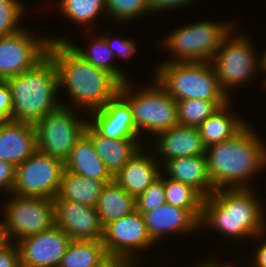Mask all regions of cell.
I'll return each instance as SVG.
<instances>
[{"mask_svg":"<svg viewBox=\"0 0 266 267\" xmlns=\"http://www.w3.org/2000/svg\"><path fill=\"white\" fill-rule=\"evenodd\" d=\"M47 55L56 65L58 87H67L75 105L93 112L119 94L121 83L112 74L83 60L65 41L50 42Z\"/></svg>","mask_w":266,"mask_h":267,"instance_id":"obj_1","label":"cell"},{"mask_svg":"<svg viewBox=\"0 0 266 267\" xmlns=\"http://www.w3.org/2000/svg\"><path fill=\"white\" fill-rule=\"evenodd\" d=\"M251 129L247 124L232 139L206 148L208 174L215 190L248 188L243 181L264 167L266 146Z\"/></svg>","mask_w":266,"mask_h":267,"instance_id":"obj_2","label":"cell"},{"mask_svg":"<svg viewBox=\"0 0 266 267\" xmlns=\"http://www.w3.org/2000/svg\"><path fill=\"white\" fill-rule=\"evenodd\" d=\"M256 199L249 187L217 189L203 200L200 225L213 226L232 238L259 236L266 222Z\"/></svg>","mask_w":266,"mask_h":267,"instance_id":"obj_3","label":"cell"},{"mask_svg":"<svg viewBox=\"0 0 266 267\" xmlns=\"http://www.w3.org/2000/svg\"><path fill=\"white\" fill-rule=\"evenodd\" d=\"M5 81L12 96L13 121L35 124L62 105L55 99L58 73L48 55L33 69Z\"/></svg>","mask_w":266,"mask_h":267,"instance_id":"obj_4","label":"cell"},{"mask_svg":"<svg viewBox=\"0 0 266 267\" xmlns=\"http://www.w3.org/2000/svg\"><path fill=\"white\" fill-rule=\"evenodd\" d=\"M171 61L158 67L156 80L175 101H229L211 62Z\"/></svg>","mask_w":266,"mask_h":267,"instance_id":"obj_5","label":"cell"},{"mask_svg":"<svg viewBox=\"0 0 266 267\" xmlns=\"http://www.w3.org/2000/svg\"><path fill=\"white\" fill-rule=\"evenodd\" d=\"M134 93L127 81L121 84L119 94L130 104L137 133L140 129L154 134L178 125L177 102L158 83ZM131 94V96H129Z\"/></svg>","mask_w":266,"mask_h":267,"instance_id":"obj_6","label":"cell"},{"mask_svg":"<svg viewBox=\"0 0 266 267\" xmlns=\"http://www.w3.org/2000/svg\"><path fill=\"white\" fill-rule=\"evenodd\" d=\"M230 29L224 23L198 22L175 30L163 44L177 55L172 62H211Z\"/></svg>","mask_w":266,"mask_h":267,"instance_id":"obj_7","label":"cell"},{"mask_svg":"<svg viewBox=\"0 0 266 267\" xmlns=\"http://www.w3.org/2000/svg\"><path fill=\"white\" fill-rule=\"evenodd\" d=\"M87 123L80 121L67 105H61L34 124L37 151L65 162Z\"/></svg>","mask_w":266,"mask_h":267,"instance_id":"obj_8","label":"cell"},{"mask_svg":"<svg viewBox=\"0 0 266 267\" xmlns=\"http://www.w3.org/2000/svg\"><path fill=\"white\" fill-rule=\"evenodd\" d=\"M4 206V221L0 223L6 241L14 237H24L49 230L55 225L54 201L42 197H22L15 195Z\"/></svg>","mask_w":266,"mask_h":267,"instance_id":"obj_9","label":"cell"},{"mask_svg":"<svg viewBox=\"0 0 266 267\" xmlns=\"http://www.w3.org/2000/svg\"><path fill=\"white\" fill-rule=\"evenodd\" d=\"M64 170L63 161L36 151L16 166L12 193L53 200L58 194Z\"/></svg>","mask_w":266,"mask_h":267,"instance_id":"obj_10","label":"cell"},{"mask_svg":"<svg viewBox=\"0 0 266 267\" xmlns=\"http://www.w3.org/2000/svg\"><path fill=\"white\" fill-rule=\"evenodd\" d=\"M250 45L245 36L232 38L230 32L222 40L220 47L211 59L213 69L225 92L228 88L248 80L256 69L257 63L258 67L260 66Z\"/></svg>","mask_w":266,"mask_h":267,"instance_id":"obj_11","label":"cell"},{"mask_svg":"<svg viewBox=\"0 0 266 267\" xmlns=\"http://www.w3.org/2000/svg\"><path fill=\"white\" fill-rule=\"evenodd\" d=\"M50 39L34 38L25 29L0 37V80L25 73L41 62L48 52Z\"/></svg>","mask_w":266,"mask_h":267,"instance_id":"obj_12","label":"cell"},{"mask_svg":"<svg viewBox=\"0 0 266 267\" xmlns=\"http://www.w3.org/2000/svg\"><path fill=\"white\" fill-rule=\"evenodd\" d=\"M102 242L107 254L126 259L134 266H138L136 264L139 262L135 261V250L156 243L148 234L143 215L137 210L106 224Z\"/></svg>","mask_w":266,"mask_h":267,"instance_id":"obj_13","label":"cell"},{"mask_svg":"<svg viewBox=\"0 0 266 267\" xmlns=\"http://www.w3.org/2000/svg\"><path fill=\"white\" fill-rule=\"evenodd\" d=\"M72 239L58 226L17 241L21 267H58Z\"/></svg>","mask_w":266,"mask_h":267,"instance_id":"obj_14","label":"cell"},{"mask_svg":"<svg viewBox=\"0 0 266 267\" xmlns=\"http://www.w3.org/2000/svg\"><path fill=\"white\" fill-rule=\"evenodd\" d=\"M55 225L73 240H102L103 226L96 207L65 199H53Z\"/></svg>","mask_w":266,"mask_h":267,"instance_id":"obj_15","label":"cell"},{"mask_svg":"<svg viewBox=\"0 0 266 267\" xmlns=\"http://www.w3.org/2000/svg\"><path fill=\"white\" fill-rule=\"evenodd\" d=\"M93 113L94 121L88 123L102 136L112 139H135L137 131L130 104L118 94L104 107Z\"/></svg>","mask_w":266,"mask_h":267,"instance_id":"obj_16","label":"cell"},{"mask_svg":"<svg viewBox=\"0 0 266 267\" xmlns=\"http://www.w3.org/2000/svg\"><path fill=\"white\" fill-rule=\"evenodd\" d=\"M36 151L34 124L13 120L0 124V160L16 167Z\"/></svg>","mask_w":266,"mask_h":267,"instance_id":"obj_17","label":"cell"},{"mask_svg":"<svg viewBox=\"0 0 266 267\" xmlns=\"http://www.w3.org/2000/svg\"><path fill=\"white\" fill-rule=\"evenodd\" d=\"M157 142V155H162L163 162L170 159L188 156H206V147L200 136L198 127L176 125L160 132Z\"/></svg>","mask_w":266,"mask_h":267,"instance_id":"obj_18","label":"cell"},{"mask_svg":"<svg viewBox=\"0 0 266 267\" xmlns=\"http://www.w3.org/2000/svg\"><path fill=\"white\" fill-rule=\"evenodd\" d=\"M151 239L155 242L166 232H188L196 229L200 221L187 209L165 203L149 212H140Z\"/></svg>","mask_w":266,"mask_h":267,"instance_id":"obj_19","label":"cell"},{"mask_svg":"<svg viewBox=\"0 0 266 267\" xmlns=\"http://www.w3.org/2000/svg\"><path fill=\"white\" fill-rule=\"evenodd\" d=\"M84 133L90 138L95 151L104 162L106 169L112 177L128 163V161L141 151V145L136 139H112L100 135L89 123Z\"/></svg>","mask_w":266,"mask_h":267,"instance_id":"obj_20","label":"cell"},{"mask_svg":"<svg viewBox=\"0 0 266 267\" xmlns=\"http://www.w3.org/2000/svg\"><path fill=\"white\" fill-rule=\"evenodd\" d=\"M164 170L170 179L183 182L196 189L204 198L215 192L208 174L206 156H188L166 161Z\"/></svg>","mask_w":266,"mask_h":267,"instance_id":"obj_21","label":"cell"},{"mask_svg":"<svg viewBox=\"0 0 266 267\" xmlns=\"http://www.w3.org/2000/svg\"><path fill=\"white\" fill-rule=\"evenodd\" d=\"M151 155H143L139 151L128 163L113 177L128 194L137 198L154 181L160 177V171Z\"/></svg>","mask_w":266,"mask_h":267,"instance_id":"obj_22","label":"cell"},{"mask_svg":"<svg viewBox=\"0 0 266 267\" xmlns=\"http://www.w3.org/2000/svg\"><path fill=\"white\" fill-rule=\"evenodd\" d=\"M64 166L67 171L82 177L103 181L105 184L113 180L85 133L75 143Z\"/></svg>","mask_w":266,"mask_h":267,"instance_id":"obj_23","label":"cell"},{"mask_svg":"<svg viewBox=\"0 0 266 267\" xmlns=\"http://www.w3.org/2000/svg\"><path fill=\"white\" fill-rule=\"evenodd\" d=\"M97 213L104 227L136 210V198L128 194L118 183L112 180L106 183L100 193Z\"/></svg>","mask_w":266,"mask_h":267,"instance_id":"obj_24","label":"cell"},{"mask_svg":"<svg viewBox=\"0 0 266 267\" xmlns=\"http://www.w3.org/2000/svg\"><path fill=\"white\" fill-rule=\"evenodd\" d=\"M104 185L103 181L82 177L64 170L58 194L54 199H65L96 207Z\"/></svg>","mask_w":266,"mask_h":267,"instance_id":"obj_25","label":"cell"},{"mask_svg":"<svg viewBox=\"0 0 266 267\" xmlns=\"http://www.w3.org/2000/svg\"><path fill=\"white\" fill-rule=\"evenodd\" d=\"M227 107V109H226ZM228 103L220 107L198 126L205 147L232 139L246 125L240 119L228 113Z\"/></svg>","mask_w":266,"mask_h":267,"instance_id":"obj_26","label":"cell"},{"mask_svg":"<svg viewBox=\"0 0 266 267\" xmlns=\"http://www.w3.org/2000/svg\"><path fill=\"white\" fill-rule=\"evenodd\" d=\"M107 252L102 240H71L58 267H93Z\"/></svg>","mask_w":266,"mask_h":267,"instance_id":"obj_27","label":"cell"},{"mask_svg":"<svg viewBox=\"0 0 266 267\" xmlns=\"http://www.w3.org/2000/svg\"><path fill=\"white\" fill-rule=\"evenodd\" d=\"M167 204L189 210L199 221L202 216L204 197L192 186L164 177Z\"/></svg>","mask_w":266,"mask_h":267,"instance_id":"obj_28","label":"cell"},{"mask_svg":"<svg viewBox=\"0 0 266 267\" xmlns=\"http://www.w3.org/2000/svg\"><path fill=\"white\" fill-rule=\"evenodd\" d=\"M50 42H58V41H65L73 50L74 52L79 55L83 60L89 62L96 68L105 70L112 74L121 84L127 82L126 76L123 72L120 71L117 66L115 67L112 65L110 61H112V57L114 53L107 45V41L104 38L97 39L91 46L90 51H83V49L78 48L70 41H66L63 38H49Z\"/></svg>","mask_w":266,"mask_h":267,"instance_id":"obj_29","label":"cell"},{"mask_svg":"<svg viewBox=\"0 0 266 267\" xmlns=\"http://www.w3.org/2000/svg\"><path fill=\"white\" fill-rule=\"evenodd\" d=\"M177 102L178 124L198 127L220 107L229 101H207L202 99H187Z\"/></svg>","mask_w":266,"mask_h":267,"instance_id":"obj_30","label":"cell"},{"mask_svg":"<svg viewBox=\"0 0 266 267\" xmlns=\"http://www.w3.org/2000/svg\"><path fill=\"white\" fill-rule=\"evenodd\" d=\"M60 7L69 19L85 25L106 8V0H61Z\"/></svg>","mask_w":266,"mask_h":267,"instance_id":"obj_31","label":"cell"},{"mask_svg":"<svg viewBox=\"0 0 266 267\" xmlns=\"http://www.w3.org/2000/svg\"><path fill=\"white\" fill-rule=\"evenodd\" d=\"M106 8L120 22L151 12L149 0H106Z\"/></svg>","mask_w":266,"mask_h":267,"instance_id":"obj_32","label":"cell"},{"mask_svg":"<svg viewBox=\"0 0 266 267\" xmlns=\"http://www.w3.org/2000/svg\"><path fill=\"white\" fill-rule=\"evenodd\" d=\"M22 15L23 5L18 0H0V37L22 30L23 28L18 26Z\"/></svg>","mask_w":266,"mask_h":267,"instance_id":"obj_33","label":"cell"},{"mask_svg":"<svg viewBox=\"0 0 266 267\" xmlns=\"http://www.w3.org/2000/svg\"><path fill=\"white\" fill-rule=\"evenodd\" d=\"M161 176L136 198L138 212H149L166 203L164 178Z\"/></svg>","mask_w":266,"mask_h":267,"instance_id":"obj_34","label":"cell"},{"mask_svg":"<svg viewBox=\"0 0 266 267\" xmlns=\"http://www.w3.org/2000/svg\"><path fill=\"white\" fill-rule=\"evenodd\" d=\"M11 244L12 242L5 241L0 246V267H21L18 244Z\"/></svg>","mask_w":266,"mask_h":267,"instance_id":"obj_35","label":"cell"},{"mask_svg":"<svg viewBox=\"0 0 266 267\" xmlns=\"http://www.w3.org/2000/svg\"><path fill=\"white\" fill-rule=\"evenodd\" d=\"M12 96L6 81L0 80V124L12 121Z\"/></svg>","mask_w":266,"mask_h":267,"instance_id":"obj_36","label":"cell"},{"mask_svg":"<svg viewBox=\"0 0 266 267\" xmlns=\"http://www.w3.org/2000/svg\"><path fill=\"white\" fill-rule=\"evenodd\" d=\"M15 166L0 160V189L11 191L15 181Z\"/></svg>","mask_w":266,"mask_h":267,"instance_id":"obj_37","label":"cell"},{"mask_svg":"<svg viewBox=\"0 0 266 267\" xmlns=\"http://www.w3.org/2000/svg\"><path fill=\"white\" fill-rule=\"evenodd\" d=\"M105 40L107 41V45L111 49V51L113 53L117 52L114 55H120L125 58H128L131 57L132 54L136 51L134 42L129 39L117 40V45L114 40L112 41V39L106 37Z\"/></svg>","mask_w":266,"mask_h":267,"instance_id":"obj_38","label":"cell"},{"mask_svg":"<svg viewBox=\"0 0 266 267\" xmlns=\"http://www.w3.org/2000/svg\"><path fill=\"white\" fill-rule=\"evenodd\" d=\"M194 0H149L151 11L170 10L187 5Z\"/></svg>","mask_w":266,"mask_h":267,"instance_id":"obj_39","label":"cell"},{"mask_svg":"<svg viewBox=\"0 0 266 267\" xmlns=\"http://www.w3.org/2000/svg\"><path fill=\"white\" fill-rule=\"evenodd\" d=\"M93 267H136L130 261L108 254L101 262Z\"/></svg>","mask_w":266,"mask_h":267,"instance_id":"obj_40","label":"cell"},{"mask_svg":"<svg viewBox=\"0 0 266 267\" xmlns=\"http://www.w3.org/2000/svg\"><path fill=\"white\" fill-rule=\"evenodd\" d=\"M255 255V262L253 267H266V241H264L259 248H257Z\"/></svg>","mask_w":266,"mask_h":267,"instance_id":"obj_41","label":"cell"},{"mask_svg":"<svg viewBox=\"0 0 266 267\" xmlns=\"http://www.w3.org/2000/svg\"><path fill=\"white\" fill-rule=\"evenodd\" d=\"M197 267H226V266H222V265H219V264H216V261H211L209 260V262H203L201 263L200 265H198Z\"/></svg>","mask_w":266,"mask_h":267,"instance_id":"obj_42","label":"cell"},{"mask_svg":"<svg viewBox=\"0 0 266 267\" xmlns=\"http://www.w3.org/2000/svg\"><path fill=\"white\" fill-rule=\"evenodd\" d=\"M259 62H260V66H261L262 70L265 71L266 70V51Z\"/></svg>","mask_w":266,"mask_h":267,"instance_id":"obj_43","label":"cell"},{"mask_svg":"<svg viewBox=\"0 0 266 267\" xmlns=\"http://www.w3.org/2000/svg\"><path fill=\"white\" fill-rule=\"evenodd\" d=\"M6 241L4 233L2 232L1 226H0V246Z\"/></svg>","mask_w":266,"mask_h":267,"instance_id":"obj_44","label":"cell"}]
</instances>
